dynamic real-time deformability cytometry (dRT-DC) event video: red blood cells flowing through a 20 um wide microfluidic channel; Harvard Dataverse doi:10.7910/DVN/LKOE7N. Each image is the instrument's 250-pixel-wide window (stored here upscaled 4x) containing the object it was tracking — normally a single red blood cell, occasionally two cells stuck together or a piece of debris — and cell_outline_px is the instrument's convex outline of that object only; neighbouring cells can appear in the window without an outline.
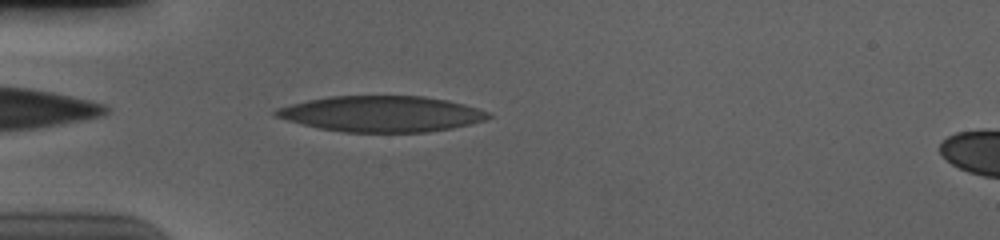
{"species": "human", "species_latin": "Homo sapiens", "temperature_condition": "cold", "stored_images_in_passage": 38, "camera_frame_rate_fps": 3000, "um_per_image_px": 0.085, "donor": {"sex": "male"}, "frame": {"image": 1, "passage_image": 3, "time_ms": 0.667, "image_size_px": [1000, 240], "cell_outline_px": [[492, 116], [484, 120], [452, 128], [428, 132], [344, 132], [320, 128], [288, 120], [276, 116], [272, 112], [276, 108], [308, 100], [332, 96], [424, 96], [448, 100], [464, 104], [488, 112]], "centroid_in_image_um": [32.44, 9.67], "position_along_channel_um": 52.6, "area_um2": 44.04}}
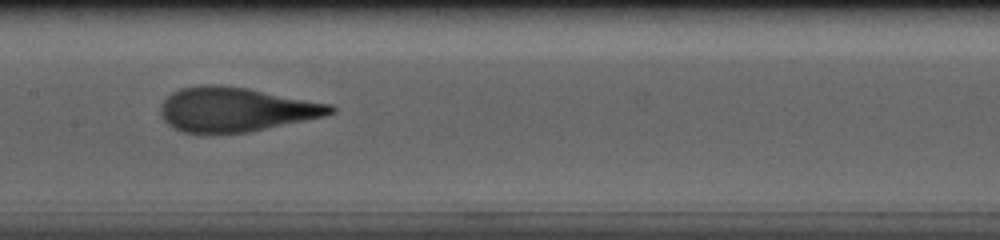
{"frame": {"image": 2, "passage_image": 15, "time_ms": 4.667, "image_size_px": [1000, 240], "cell_outline_px": [[336, 112], [324, 116], [248, 132], [180, 132], [172, 128], [164, 120], [160, 112], [160, 104], [172, 92], [180, 88], [208, 84], [216, 84], [244, 88], [332, 104], [336, 108]], "centroid_in_image_um": [20.01, 9.3], "position_along_channel_um": 187.4, "area_um2": 43.41}}
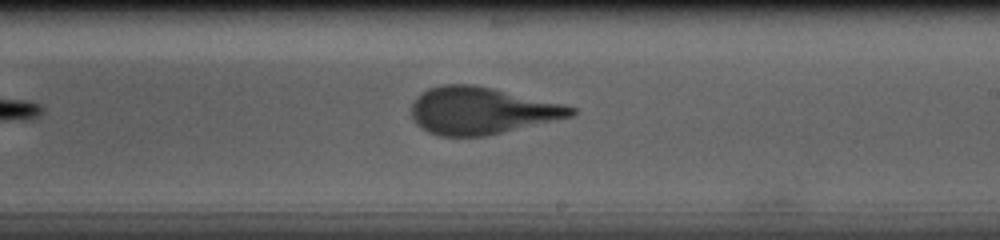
{"frame": {"image": 3, "passage_image": 20, "time_ms": 6.333, "image_size_px": [1000, 240], "cell_outline_px": [[576, 112], [572, 116], [488, 136], [440, 136], [428, 132], [420, 128], [412, 120], [412, 104], [428, 88], [444, 84], [472, 84], [492, 88], [564, 104], [576, 108]], "centroid_in_image_um": [40.92, 9.42], "position_along_channel_um": 248.1, "area_um2": 43.64}, "authors_computed_cell_mechanics": {"area_um2": 43.6679, "velocity_mm_per_s": 3.6639, "shape_relaxation_time_tau1_ms": 3.9433, "shape_relaxation_time_tau2_ms": 1.1719, "deformation_change_tau1": 0.2013, "deformation_change_tau2": 0.0947}}